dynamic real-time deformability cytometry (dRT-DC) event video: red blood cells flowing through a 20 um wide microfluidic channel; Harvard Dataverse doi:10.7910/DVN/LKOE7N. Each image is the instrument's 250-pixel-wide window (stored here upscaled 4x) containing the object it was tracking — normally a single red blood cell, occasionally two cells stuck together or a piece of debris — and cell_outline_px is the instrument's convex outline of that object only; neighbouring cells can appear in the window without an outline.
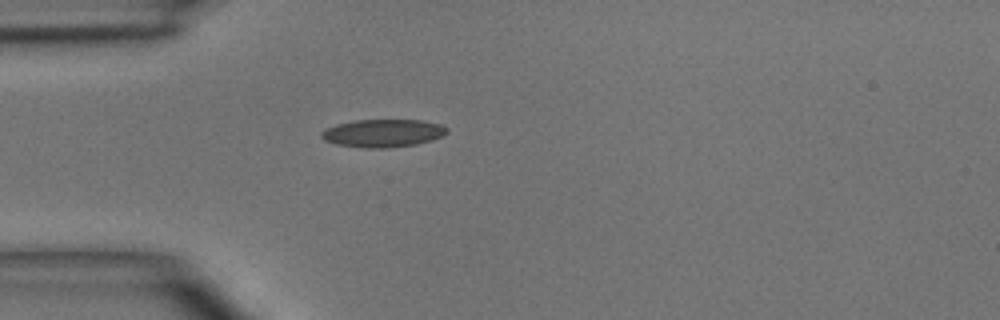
{"species": "common noctule bat (a hibernating species)", "species_latin": "Nyctalus noctula", "temperature_condition": "room temperature", "stored_images_in_passage": 2, "camera_frame_rate_fps": 3000, "um_per_image_px": 0.085, "animal": {"sex": "male", "body_mass_g": 15.6}, "frame": {"image": 1, "passage_image": 2, "time_ms": 1.0, "image_size_px": [1000, 320], "cell_outline_px": [[448, 132], [432, 140], [416, 144], [388, 148], [364, 148], [336, 144], [324, 140], [320, 136], [320, 132], [324, 128], [336, 124], [356, 120], [420, 120], [440, 124], [448, 128]], "centroid_in_image_um": [32.51, 11.32], "position_along_channel_um": 52.5, "area_um2": 20.46}}